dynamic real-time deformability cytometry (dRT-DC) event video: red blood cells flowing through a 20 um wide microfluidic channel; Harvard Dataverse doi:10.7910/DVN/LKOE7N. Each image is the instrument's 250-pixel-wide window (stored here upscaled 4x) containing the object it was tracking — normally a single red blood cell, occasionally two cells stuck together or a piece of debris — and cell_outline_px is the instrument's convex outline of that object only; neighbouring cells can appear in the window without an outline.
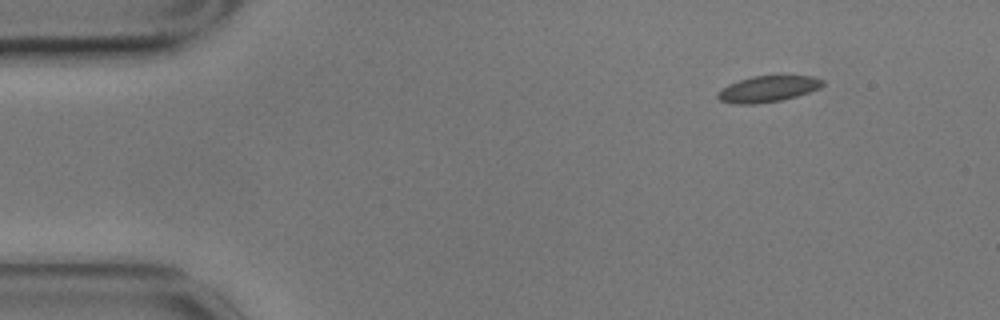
{"species": "common noctule bat (a hibernating species)", "species_latin": "Nyctalus noctula", "temperature_condition": "cold", "stored_images_in_passage": 5, "camera_frame_rate_fps": 3000, "um_per_image_px": 0.085, "animal": {"sex": "male", "body_mass_g": 17.9}, "frame": {"image": 1, "passage_image": 1, "time_ms": 0.0, "image_size_px": [1000, 320], "cell_outline_px": [[824, 84], [820, 88], [796, 96], [780, 100], [752, 104], [732, 104], [720, 100], [716, 96], [716, 92], [720, 88], [728, 84], [752, 76], [812, 76], [824, 80]], "centroid_in_image_um": [65.22, 7.56], "position_along_channel_um": 19.8, "area_um2": 15.95}}